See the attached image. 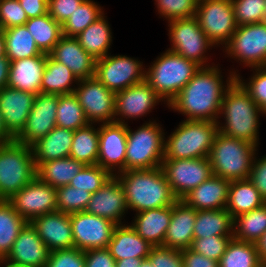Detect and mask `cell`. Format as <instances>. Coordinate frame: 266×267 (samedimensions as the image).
<instances>
[{"label": "cell", "instance_id": "1", "mask_svg": "<svg viewBox=\"0 0 266 267\" xmlns=\"http://www.w3.org/2000/svg\"><path fill=\"white\" fill-rule=\"evenodd\" d=\"M221 73L216 65L200 67L168 107L185 115L186 120L218 122L224 94L237 75L229 72L225 85Z\"/></svg>", "mask_w": 266, "mask_h": 267}, {"label": "cell", "instance_id": "2", "mask_svg": "<svg viewBox=\"0 0 266 267\" xmlns=\"http://www.w3.org/2000/svg\"><path fill=\"white\" fill-rule=\"evenodd\" d=\"M116 176L124 188L127 208L137 213L171 206L178 200L161 166L148 170L121 171Z\"/></svg>", "mask_w": 266, "mask_h": 267}, {"label": "cell", "instance_id": "3", "mask_svg": "<svg viewBox=\"0 0 266 267\" xmlns=\"http://www.w3.org/2000/svg\"><path fill=\"white\" fill-rule=\"evenodd\" d=\"M260 114L264 115L261 108L235 80L226 90L221 102L220 115L224 117L225 124L217 122L219 132L258 146Z\"/></svg>", "mask_w": 266, "mask_h": 267}, {"label": "cell", "instance_id": "4", "mask_svg": "<svg viewBox=\"0 0 266 267\" xmlns=\"http://www.w3.org/2000/svg\"><path fill=\"white\" fill-rule=\"evenodd\" d=\"M218 132L217 122L182 121L165 140L163 160L208 157Z\"/></svg>", "mask_w": 266, "mask_h": 267}, {"label": "cell", "instance_id": "5", "mask_svg": "<svg viewBox=\"0 0 266 267\" xmlns=\"http://www.w3.org/2000/svg\"><path fill=\"white\" fill-rule=\"evenodd\" d=\"M257 147L218 132L208 156L213 175L229 181L249 179Z\"/></svg>", "mask_w": 266, "mask_h": 267}, {"label": "cell", "instance_id": "6", "mask_svg": "<svg viewBox=\"0 0 266 267\" xmlns=\"http://www.w3.org/2000/svg\"><path fill=\"white\" fill-rule=\"evenodd\" d=\"M153 62L146 69L145 80L167 105L200 69L195 62L169 50Z\"/></svg>", "mask_w": 266, "mask_h": 267}, {"label": "cell", "instance_id": "7", "mask_svg": "<svg viewBox=\"0 0 266 267\" xmlns=\"http://www.w3.org/2000/svg\"><path fill=\"white\" fill-rule=\"evenodd\" d=\"M32 148L15 140L0 143V200H8L36 177Z\"/></svg>", "mask_w": 266, "mask_h": 267}, {"label": "cell", "instance_id": "8", "mask_svg": "<svg viewBox=\"0 0 266 267\" xmlns=\"http://www.w3.org/2000/svg\"><path fill=\"white\" fill-rule=\"evenodd\" d=\"M127 124L126 170L160 167L164 158L165 132L157 122L144 123L134 132Z\"/></svg>", "mask_w": 266, "mask_h": 267}, {"label": "cell", "instance_id": "9", "mask_svg": "<svg viewBox=\"0 0 266 267\" xmlns=\"http://www.w3.org/2000/svg\"><path fill=\"white\" fill-rule=\"evenodd\" d=\"M168 23V36L172 42V47L168 50L195 62L200 67H210L206 63L209 58L205 53L207 49L214 47V44L201 29L198 19L191 17L172 20Z\"/></svg>", "mask_w": 266, "mask_h": 267}, {"label": "cell", "instance_id": "10", "mask_svg": "<svg viewBox=\"0 0 266 267\" xmlns=\"http://www.w3.org/2000/svg\"><path fill=\"white\" fill-rule=\"evenodd\" d=\"M195 17L208 39L217 46L224 47L238 28L232 0H198Z\"/></svg>", "mask_w": 266, "mask_h": 267}, {"label": "cell", "instance_id": "11", "mask_svg": "<svg viewBox=\"0 0 266 267\" xmlns=\"http://www.w3.org/2000/svg\"><path fill=\"white\" fill-rule=\"evenodd\" d=\"M224 50L247 67H266V24L238 26Z\"/></svg>", "mask_w": 266, "mask_h": 267}, {"label": "cell", "instance_id": "12", "mask_svg": "<svg viewBox=\"0 0 266 267\" xmlns=\"http://www.w3.org/2000/svg\"><path fill=\"white\" fill-rule=\"evenodd\" d=\"M142 63L125 55L108 54L96 60L95 77L116 93L145 80Z\"/></svg>", "mask_w": 266, "mask_h": 267}, {"label": "cell", "instance_id": "13", "mask_svg": "<svg viewBox=\"0 0 266 267\" xmlns=\"http://www.w3.org/2000/svg\"><path fill=\"white\" fill-rule=\"evenodd\" d=\"M161 168L177 199H182L213 175L208 157L163 160Z\"/></svg>", "mask_w": 266, "mask_h": 267}, {"label": "cell", "instance_id": "14", "mask_svg": "<svg viewBox=\"0 0 266 267\" xmlns=\"http://www.w3.org/2000/svg\"><path fill=\"white\" fill-rule=\"evenodd\" d=\"M74 90L89 123L115 122V95L95 76L79 80Z\"/></svg>", "mask_w": 266, "mask_h": 267}, {"label": "cell", "instance_id": "15", "mask_svg": "<svg viewBox=\"0 0 266 267\" xmlns=\"http://www.w3.org/2000/svg\"><path fill=\"white\" fill-rule=\"evenodd\" d=\"M74 247L86 251L108 248L114 228L113 221L86 211L70 214Z\"/></svg>", "mask_w": 266, "mask_h": 267}, {"label": "cell", "instance_id": "16", "mask_svg": "<svg viewBox=\"0 0 266 267\" xmlns=\"http://www.w3.org/2000/svg\"><path fill=\"white\" fill-rule=\"evenodd\" d=\"M7 201L27 222L57 211L56 188L42 182L37 176Z\"/></svg>", "mask_w": 266, "mask_h": 267}, {"label": "cell", "instance_id": "17", "mask_svg": "<svg viewBox=\"0 0 266 267\" xmlns=\"http://www.w3.org/2000/svg\"><path fill=\"white\" fill-rule=\"evenodd\" d=\"M58 98V94H37L26 124L14 140L31 146L39 138L49 134L56 127Z\"/></svg>", "mask_w": 266, "mask_h": 267}, {"label": "cell", "instance_id": "18", "mask_svg": "<svg viewBox=\"0 0 266 267\" xmlns=\"http://www.w3.org/2000/svg\"><path fill=\"white\" fill-rule=\"evenodd\" d=\"M126 147L127 124H100L97 165L107 169L112 175L125 171Z\"/></svg>", "mask_w": 266, "mask_h": 267}, {"label": "cell", "instance_id": "19", "mask_svg": "<svg viewBox=\"0 0 266 267\" xmlns=\"http://www.w3.org/2000/svg\"><path fill=\"white\" fill-rule=\"evenodd\" d=\"M161 101L164 102L146 80L116 92L115 122L127 124L123 118H141Z\"/></svg>", "mask_w": 266, "mask_h": 267}, {"label": "cell", "instance_id": "20", "mask_svg": "<svg viewBox=\"0 0 266 267\" xmlns=\"http://www.w3.org/2000/svg\"><path fill=\"white\" fill-rule=\"evenodd\" d=\"M85 211L107 218L117 225H122L121 220L128 208L125 202L124 188L116 175H113L92 194Z\"/></svg>", "mask_w": 266, "mask_h": 267}, {"label": "cell", "instance_id": "21", "mask_svg": "<svg viewBox=\"0 0 266 267\" xmlns=\"http://www.w3.org/2000/svg\"><path fill=\"white\" fill-rule=\"evenodd\" d=\"M49 254L50 250L39 237L35 227L27 222L16 238L6 260L19 266L45 267Z\"/></svg>", "mask_w": 266, "mask_h": 267}, {"label": "cell", "instance_id": "22", "mask_svg": "<svg viewBox=\"0 0 266 267\" xmlns=\"http://www.w3.org/2000/svg\"><path fill=\"white\" fill-rule=\"evenodd\" d=\"M50 251L74 248L70 214L54 211L30 222Z\"/></svg>", "mask_w": 266, "mask_h": 267}, {"label": "cell", "instance_id": "23", "mask_svg": "<svg viewBox=\"0 0 266 267\" xmlns=\"http://www.w3.org/2000/svg\"><path fill=\"white\" fill-rule=\"evenodd\" d=\"M35 94L8 86L0 90V113L6 129L16 137L24 128L33 107Z\"/></svg>", "mask_w": 266, "mask_h": 267}, {"label": "cell", "instance_id": "24", "mask_svg": "<svg viewBox=\"0 0 266 267\" xmlns=\"http://www.w3.org/2000/svg\"><path fill=\"white\" fill-rule=\"evenodd\" d=\"M48 55L67 66L78 80L95 76L96 59L82 48L75 37L62 36Z\"/></svg>", "mask_w": 266, "mask_h": 267}, {"label": "cell", "instance_id": "25", "mask_svg": "<svg viewBox=\"0 0 266 267\" xmlns=\"http://www.w3.org/2000/svg\"><path fill=\"white\" fill-rule=\"evenodd\" d=\"M197 211L178 199L172 205V217L164 237L163 246L178 250L188 249L193 242V229Z\"/></svg>", "mask_w": 266, "mask_h": 267}, {"label": "cell", "instance_id": "26", "mask_svg": "<svg viewBox=\"0 0 266 267\" xmlns=\"http://www.w3.org/2000/svg\"><path fill=\"white\" fill-rule=\"evenodd\" d=\"M47 57L48 54L43 53L31 58L10 61L7 86L35 95L39 94Z\"/></svg>", "mask_w": 266, "mask_h": 267}, {"label": "cell", "instance_id": "27", "mask_svg": "<svg viewBox=\"0 0 266 267\" xmlns=\"http://www.w3.org/2000/svg\"><path fill=\"white\" fill-rule=\"evenodd\" d=\"M231 181L212 175L181 200L196 211L224 209L228 202Z\"/></svg>", "mask_w": 266, "mask_h": 267}, {"label": "cell", "instance_id": "28", "mask_svg": "<svg viewBox=\"0 0 266 267\" xmlns=\"http://www.w3.org/2000/svg\"><path fill=\"white\" fill-rule=\"evenodd\" d=\"M153 246L144 240L131 225L122 224L114 228L108 249L115 261L125 258L146 259Z\"/></svg>", "mask_w": 266, "mask_h": 267}, {"label": "cell", "instance_id": "29", "mask_svg": "<svg viewBox=\"0 0 266 267\" xmlns=\"http://www.w3.org/2000/svg\"><path fill=\"white\" fill-rule=\"evenodd\" d=\"M74 130L54 127L31 145L36 168L47 161L67 158L70 155Z\"/></svg>", "mask_w": 266, "mask_h": 267}, {"label": "cell", "instance_id": "30", "mask_svg": "<svg viewBox=\"0 0 266 267\" xmlns=\"http://www.w3.org/2000/svg\"><path fill=\"white\" fill-rule=\"evenodd\" d=\"M172 217V205L136 213L131 226L152 246H163Z\"/></svg>", "mask_w": 266, "mask_h": 267}, {"label": "cell", "instance_id": "31", "mask_svg": "<svg viewBox=\"0 0 266 267\" xmlns=\"http://www.w3.org/2000/svg\"><path fill=\"white\" fill-rule=\"evenodd\" d=\"M233 236V218L224 209L198 210L193 229V239L211 236Z\"/></svg>", "mask_w": 266, "mask_h": 267}, {"label": "cell", "instance_id": "32", "mask_svg": "<svg viewBox=\"0 0 266 267\" xmlns=\"http://www.w3.org/2000/svg\"><path fill=\"white\" fill-rule=\"evenodd\" d=\"M105 17L103 14L75 37L82 48L96 60L108 55L112 43V32Z\"/></svg>", "mask_w": 266, "mask_h": 267}, {"label": "cell", "instance_id": "33", "mask_svg": "<svg viewBox=\"0 0 266 267\" xmlns=\"http://www.w3.org/2000/svg\"><path fill=\"white\" fill-rule=\"evenodd\" d=\"M266 203L249 179L231 181L226 210L232 218L250 212Z\"/></svg>", "mask_w": 266, "mask_h": 267}, {"label": "cell", "instance_id": "34", "mask_svg": "<svg viewBox=\"0 0 266 267\" xmlns=\"http://www.w3.org/2000/svg\"><path fill=\"white\" fill-rule=\"evenodd\" d=\"M85 165L74 158L67 157L41 163L36 176L54 188L67 186Z\"/></svg>", "mask_w": 266, "mask_h": 267}, {"label": "cell", "instance_id": "35", "mask_svg": "<svg viewBox=\"0 0 266 267\" xmlns=\"http://www.w3.org/2000/svg\"><path fill=\"white\" fill-rule=\"evenodd\" d=\"M77 77L64 64L53 60L49 55L46 59L45 70L41 81V92L49 94L67 95L74 93L71 85L78 83Z\"/></svg>", "mask_w": 266, "mask_h": 267}, {"label": "cell", "instance_id": "36", "mask_svg": "<svg viewBox=\"0 0 266 267\" xmlns=\"http://www.w3.org/2000/svg\"><path fill=\"white\" fill-rule=\"evenodd\" d=\"M266 232V203L250 212L233 218V238L257 243Z\"/></svg>", "mask_w": 266, "mask_h": 267}, {"label": "cell", "instance_id": "37", "mask_svg": "<svg viewBox=\"0 0 266 267\" xmlns=\"http://www.w3.org/2000/svg\"><path fill=\"white\" fill-rule=\"evenodd\" d=\"M99 151V127L93 123L74 131L69 157L84 165H96Z\"/></svg>", "mask_w": 266, "mask_h": 267}, {"label": "cell", "instance_id": "38", "mask_svg": "<svg viewBox=\"0 0 266 267\" xmlns=\"http://www.w3.org/2000/svg\"><path fill=\"white\" fill-rule=\"evenodd\" d=\"M42 53L49 54L62 35V26L48 13L29 18L24 24Z\"/></svg>", "mask_w": 266, "mask_h": 267}, {"label": "cell", "instance_id": "39", "mask_svg": "<svg viewBox=\"0 0 266 267\" xmlns=\"http://www.w3.org/2000/svg\"><path fill=\"white\" fill-rule=\"evenodd\" d=\"M6 57L10 61L43 54L25 25L4 29Z\"/></svg>", "mask_w": 266, "mask_h": 267}, {"label": "cell", "instance_id": "40", "mask_svg": "<svg viewBox=\"0 0 266 267\" xmlns=\"http://www.w3.org/2000/svg\"><path fill=\"white\" fill-rule=\"evenodd\" d=\"M26 223L7 200H0V259H6Z\"/></svg>", "mask_w": 266, "mask_h": 267}, {"label": "cell", "instance_id": "41", "mask_svg": "<svg viewBox=\"0 0 266 267\" xmlns=\"http://www.w3.org/2000/svg\"><path fill=\"white\" fill-rule=\"evenodd\" d=\"M255 243L232 239L218 262V267H262Z\"/></svg>", "mask_w": 266, "mask_h": 267}, {"label": "cell", "instance_id": "42", "mask_svg": "<svg viewBox=\"0 0 266 267\" xmlns=\"http://www.w3.org/2000/svg\"><path fill=\"white\" fill-rule=\"evenodd\" d=\"M100 5L92 0H84L71 16L61 25L62 35L76 37L87 26L95 22L104 14Z\"/></svg>", "mask_w": 266, "mask_h": 267}, {"label": "cell", "instance_id": "43", "mask_svg": "<svg viewBox=\"0 0 266 267\" xmlns=\"http://www.w3.org/2000/svg\"><path fill=\"white\" fill-rule=\"evenodd\" d=\"M56 115V126L58 127L75 131L89 124L83 107L74 93L59 95Z\"/></svg>", "mask_w": 266, "mask_h": 267}, {"label": "cell", "instance_id": "44", "mask_svg": "<svg viewBox=\"0 0 266 267\" xmlns=\"http://www.w3.org/2000/svg\"><path fill=\"white\" fill-rule=\"evenodd\" d=\"M92 194L70 185L56 188L57 211L71 214L85 211Z\"/></svg>", "mask_w": 266, "mask_h": 267}, {"label": "cell", "instance_id": "45", "mask_svg": "<svg viewBox=\"0 0 266 267\" xmlns=\"http://www.w3.org/2000/svg\"><path fill=\"white\" fill-rule=\"evenodd\" d=\"M113 175L99 165H85L69 183L70 186L94 194Z\"/></svg>", "mask_w": 266, "mask_h": 267}, {"label": "cell", "instance_id": "46", "mask_svg": "<svg viewBox=\"0 0 266 267\" xmlns=\"http://www.w3.org/2000/svg\"><path fill=\"white\" fill-rule=\"evenodd\" d=\"M160 16L166 20L185 19L196 16L198 0H155Z\"/></svg>", "mask_w": 266, "mask_h": 267}, {"label": "cell", "instance_id": "47", "mask_svg": "<svg viewBox=\"0 0 266 267\" xmlns=\"http://www.w3.org/2000/svg\"><path fill=\"white\" fill-rule=\"evenodd\" d=\"M237 25L263 22L265 0H232Z\"/></svg>", "mask_w": 266, "mask_h": 267}, {"label": "cell", "instance_id": "48", "mask_svg": "<svg viewBox=\"0 0 266 267\" xmlns=\"http://www.w3.org/2000/svg\"><path fill=\"white\" fill-rule=\"evenodd\" d=\"M232 239L233 236L215 235L211 237L197 238L193 239L190 249L219 262Z\"/></svg>", "mask_w": 266, "mask_h": 267}, {"label": "cell", "instance_id": "49", "mask_svg": "<svg viewBox=\"0 0 266 267\" xmlns=\"http://www.w3.org/2000/svg\"><path fill=\"white\" fill-rule=\"evenodd\" d=\"M253 69L255 71H253ZM254 74L249 78V82H243L239 74L236 75V80L249 93L250 97L261 108L266 116V67L252 68Z\"/></svg>", "mask_w": 266, "mask_h": 267}, {"label": "cell", "instance_id": "50", "mask_svg": "<svg viewBox=\"0 0 266 267\" xmlns=\"http://www.w3.org/2000/svg\"><path fill=\"white\" fill-rule=\"evenodd\" d=\"M27 20L18 0H0V27L3 30L24 25Z\"/></svg>", "mask_w": 266, "mask_h": 267}, {"label": "cell", "instance_id": "51", "mask_svg": "<svg viewBox=\"0 0 266 267\" xmlns=\"http://www.w3.org/2000/svg\"><path fill=\"white\" fill-rule=\"evenodd\" d=\"M45 267H85L84 251L75 247L50 251Z\"/></svg>", "mask_w": 266, "mask_h": 267}, {"label": "cell", "instance_id": "52", "mask_svg": "<svg viewBox=\"0 0 266 267\" xmlns=\"http://www.w3.org/2000/svg\"><path fill=\"white\" fill-rule=\"evenodd\" d=\"M152 267H184L181 250L164 246H153L147 257Z\"/></svg>", "mask_w": 266, "mask_h": 267}, {"label": "cell", "instance_id": "53", "mask_svg": "<svg viewBox=\"0 0 266 267\" xmlns=\"http://www.w3.org/2000/svg\"><path fill=\"white\" fill-rule=\"evenodd\" d=\"M84 0H48V14L61 25Z\"/></svg>", "mask_w": 266, "mask_h": 267}, {"label": "cell", "instance_id": "54", "mask_svg": "<svg viewBox=\"0 0 266 267\" xmlns=\"http://www.w3.org/2000/svg\"><path fill=\"white\" fill-rule=\"evenodd\" d=\"M252 163L249 180L259 191L260 196L266 202V155L256 159Z\"/></svg>", "mask_w": 266, "mask_h": 267}, {"label": "cell", "instance_id": "55", "mask_svg": "<svg viewBox=\"0 0 266 267\" xmlns=\"http://www.w3.org/2000/svg\"><path fill=\"white\" fill-rule=\"evenodd\" d=\"M84 256L85 267H116L108 248L86 250Z\"/></svg>", "mask_w": 266, "mask_h": 267}, {"label": "cell", "instance_id": "56", "mask_svg": "<svg viewBox=\"0 0 266 267\" xmlns=\"http://www.w3.org/2000/svg\"><path fill=\"white\" fill-rule=\"evenodd\" d=\"M184 267H218V262L188 249L181 250Z\"/></svg>", "mask_w": 266, "mask_h": 267}, {"label": "cell", "instance_id": "57", "mask_svg": "<svg viewBox=\"0 0 266 267\" xmlns=\"http://www.w3.org/2000/svg\"><path fill=\"white\" fill-rule=\"evenodd\" d=\"M28 19L48 13V0H18Z\"/></svg>", "mask_w": 266, "mask_h": 267}, {"label": "cell", "instance_id": "58", "mask_svg": "<svg viewBox=\"0 0 266 267\" xmlns=\"http://www.w3.org/2000/svg\"><path fill=\"white\" fill-rule=\"evenodd\" d=\"M10 70V60L7 57H0V90L7 86Z\"/></svg>", "mask_w": 266, "mask_h": 267}, {"label": "cell", "instance_id": "59", "mask_svg": "<svg viewBox=\"0 0 266 267\" xmlns=\"http://www.w3.org/2000/svg\"><path fill=\"white\" fill-rule=\"evenodd\" d=\"M15 137L6 129L5 123L0 113V143L13 141Z\"/></svg>", "mask_w": 266, "mask_h": 267}, {"label": "cell", "instance_id": "60", "mask_svg": "<svg viewBox=\"0 0 266 267\" xmlns=\"http://www.w3.org/2000/svg\"><path fill=\"white\" fill-rule=\"evenodd\" d=\"M142 258H125L115 261L116 267H141Z\"/></svg>", "mask_w": 266, "mask_h": 267}, {"label": "cell", "instance_id": "61", "mask_svg": "<svg viewBox=\"0 0 266 267\" xmlns=\"http://www.w3.org/2000/svg\"><path fill=\"white\" fill-rule=\"evenodd\" d=\"M259 258L263 265H266V232L262 235L260 240L256 243Z\"/></svg>", "mask_w": 266, "mask_h": 267}, {"label": "cell", "instance_id": "62", "mask_svg": "<svg viewBox=\"0 0 266 267\" xmlns=\"http://www.w3.org/2000/svg\"><path fill=\"white\" fill-rule=\"evenodd\" d=\"M0 57H6L4 31L0 27Z\"/></svg>", "mask_w": 266, "mask_h": 267}, {"label": "cell", "instance_id": "63", "mask_svg": "<svg viewBox=\"0 0 266 267\" xmlns=\"http://www.w3.org/2000/svg\"><path fill=\"white\" fill-rule=\"evenodd\" d=\"M4 264L5 267H19V265H15L13 263L8 262L6 259H0V266Z\"/></svg>", "mask_w": 266, "mask_h": 267}, {"label": "cell", "instance_id": "64", "mask_svg": "<svg viewBox=\"0 0 266 267\" xmlns=\"http://www.w3.org/2000/svg\"><path fill=\"white\" fill-rule=\"evenodd\" d=\"M141 267H152V263L148 258L143 259L141 262Z\"/></svg>", "mask_w": 266, "mask_h": 267}, {"label": "cell", "instance_id": "65", "mask_svg": "<svg viewBox=\"0 0 266 267\" xmlns=\"http://www.w3.org/2000/svg\"><path fill=\"white\" fill-rule=\"evenodd\" d=\"M263 23L266 24V0H265V15H264Z\"/></svg>", "mask_w": 266, "mask_h": 267}]
</instances>
